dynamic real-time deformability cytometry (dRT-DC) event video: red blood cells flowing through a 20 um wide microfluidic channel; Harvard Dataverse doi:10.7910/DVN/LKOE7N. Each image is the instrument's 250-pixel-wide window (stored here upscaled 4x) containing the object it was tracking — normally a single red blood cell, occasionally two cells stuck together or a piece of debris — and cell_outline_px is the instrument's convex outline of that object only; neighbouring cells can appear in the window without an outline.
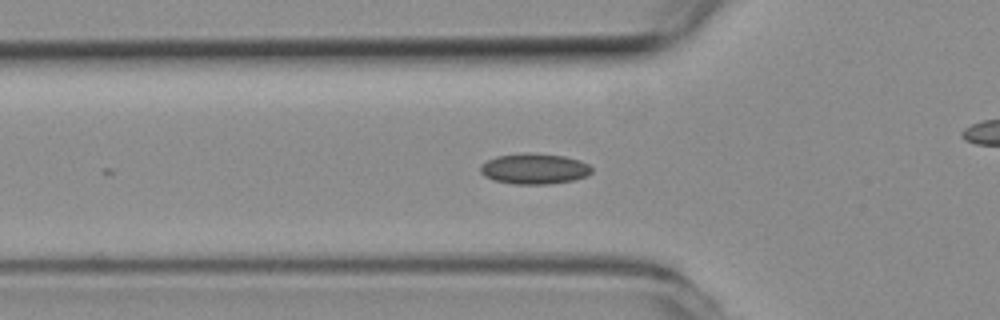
{"species": "common noctule bat (a hibernating species)", "species_latin": "Nyctalus noctula", "temperature_condition": "room temperature", "stored_images_in_passage": 26, "camera_frame_rate_fps": 3000, "um_per_image_px": 0.085, "animal": {"sex": "female", "body_mass_g": 19.3, "forearm_length_mm": 54.1}, "frame": {"image": 1, "passage_image": 17, "time_ms": 5.333, "image_size_px": [1000, 320], "cell_outline_px": [[592, 172], [588, 176], [572, 180], [552, 184], [512, 184], [492, 180], [484, 176], [480, 172], [480, 164], [496, 156], [524, 152], [528, 152], [564, 156], [580, 160], [588, 164], [592, 168]], "centroid_in_image_um": [45.4, 14.34], "position_along_channel_um": 80.4, "area_um2": 20.17}}
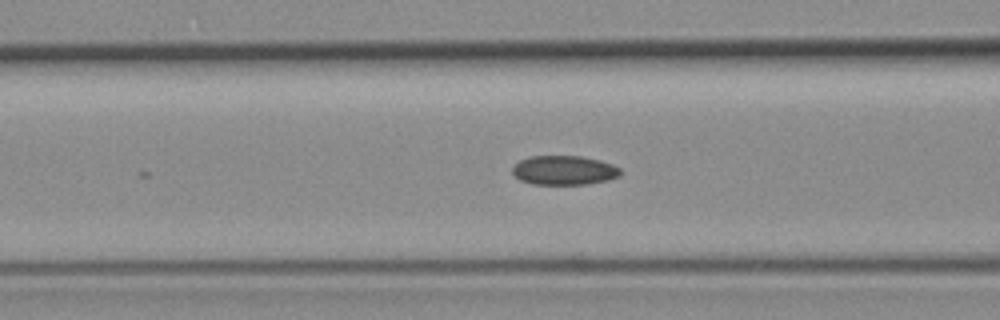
{"frame": {"image": 2, "passage_image": 20, "time_ms": 6.333, "image_size_px": [1000, 320], "cell_outline_px": [[624, 172], [620, 176], [608, 180], [588, 184], [532, 184], [520, 180], [512, 172], [512, 168], [520, 160], [532, 156], [580, 156], [600, 160], [612, 164], [620, 168]], "centroid_in_image_um": [47.99, 14.47], "position_along_channel_um": 118.6, "area_um2": 18.5}}
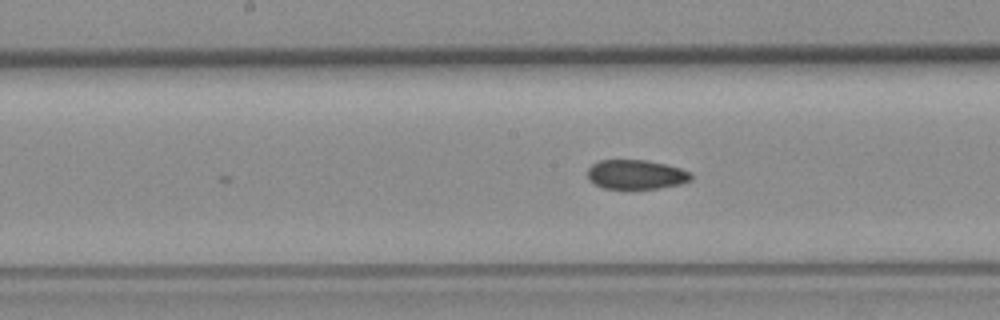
{"frame": {"image": 3, "passage_image": 26, "time_ms": 8.333, "image_size_px": [1000, 320], "cell_outline_px": [[692, 180], [680, 184], [660, 188], [604, 188], [588, 180], [588, 168], [592, 164], [600, 160], [648, 160], [680, 168], [692, 172]], "centroid_in_image_um": [54.08, 14.82], "position_along_channel_um": 194.1, "area_um2": 17.69}}